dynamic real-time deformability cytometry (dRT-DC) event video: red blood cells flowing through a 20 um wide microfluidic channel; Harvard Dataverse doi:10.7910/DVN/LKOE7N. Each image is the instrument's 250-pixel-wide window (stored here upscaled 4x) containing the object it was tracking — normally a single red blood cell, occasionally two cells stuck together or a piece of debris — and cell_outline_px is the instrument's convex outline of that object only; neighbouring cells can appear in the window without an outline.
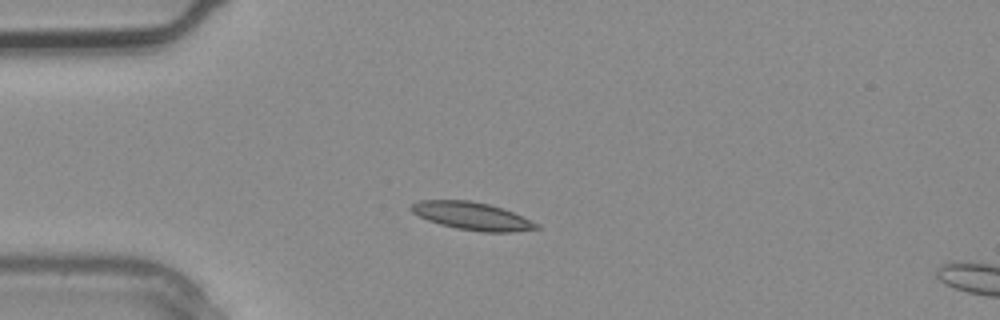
{"species": "common noctule bat (a hibernating species)", "species_latin": "Nyctalus noctula", "temperature_condition": "warm", "stored_images_in_passage": 3, "camera_frame_rate_fps": 3000, "um_per_image_px": 0.085, "animal": {"sex": "male", "body_mass_g": 20.4}, "frame": {"image": 1, "passage_image": 2, "time_ms": 0.333, "image_size_px": [1000, 320], "cell_outline_px": [[540, 228], [512, 232], [480, 232], [456, 228], [440, 224], [428, 220], [412, 212], [408, 208], [412, 204], [420, 200], [468, 200], [488, 204], [512, 212], [540, 224]], "centroid_in_image_um": [40.11, 18.37], "position_along_channel_um": 44.9, "area_um2": 20.11}}